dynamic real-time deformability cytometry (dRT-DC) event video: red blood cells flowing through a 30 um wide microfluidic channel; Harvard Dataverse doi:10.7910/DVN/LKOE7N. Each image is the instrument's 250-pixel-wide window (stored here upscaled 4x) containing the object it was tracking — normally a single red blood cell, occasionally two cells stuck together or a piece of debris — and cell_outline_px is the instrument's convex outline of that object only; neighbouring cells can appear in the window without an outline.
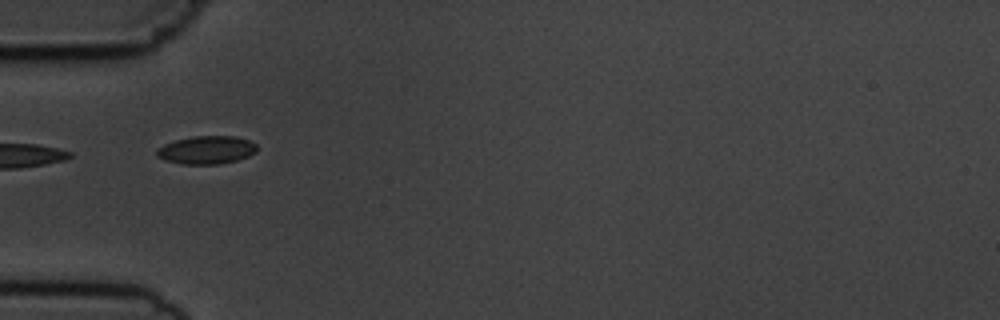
{"species": "common noctule bat (a hibernating species)", "species_latin": "Nyctalus noctula", "temperature_condition": "cold", "stored_images_in_passage": 4, "camera_frame_rate_fps": 3000, "um_per_image_px": 0.085, "animal": {"sex": "male", "body_mass_g": 19.5, "forearm_length_mm": 54.6}, "frame": {"image": 1, "passage_image": 2, "time_ms": 1.333, "image_size_px": [1000, 320], "cell_outline_px": [[256, 152], [248, 156], [236, 160], [216, 164], [180, 164], [164, 160], [156, 156], [156, 148], [164, 144], [176, 140], [192, 136], [236, 136], [248, 140], [256, 144]], "centroid_in_image_um": [17.51, 12.74], "position_along_channel_um": 67.5, "area_um2": 16.42}}
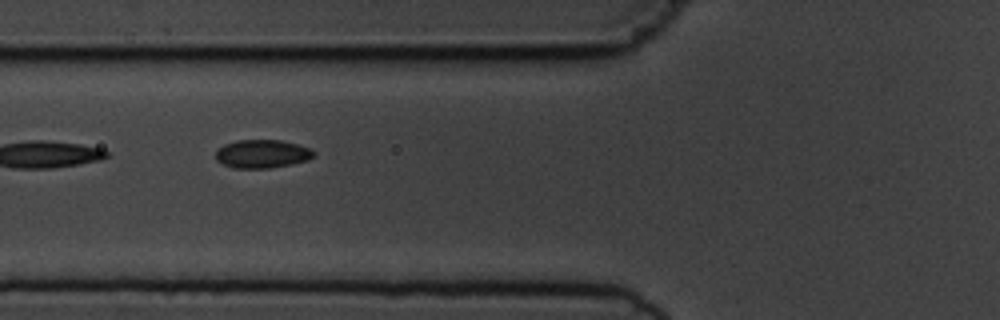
{"frame": {"image": 2, "passage_image": 3, "time_ms": 2.333, "image_size_px": [1000, 320], "cell_outline_px": [[316, 156], [308, 160], [292, 164], [268, 168], [232, 168], [216, 160], [216, 148], [224, 144], [236, 140], [280, 140], [300, 144], [312, 148], [316, 152]], "centroid_in_image_um": [22.32, 13.07], "position_along_channel_um": 103.5, "area_um2": 16.53}}